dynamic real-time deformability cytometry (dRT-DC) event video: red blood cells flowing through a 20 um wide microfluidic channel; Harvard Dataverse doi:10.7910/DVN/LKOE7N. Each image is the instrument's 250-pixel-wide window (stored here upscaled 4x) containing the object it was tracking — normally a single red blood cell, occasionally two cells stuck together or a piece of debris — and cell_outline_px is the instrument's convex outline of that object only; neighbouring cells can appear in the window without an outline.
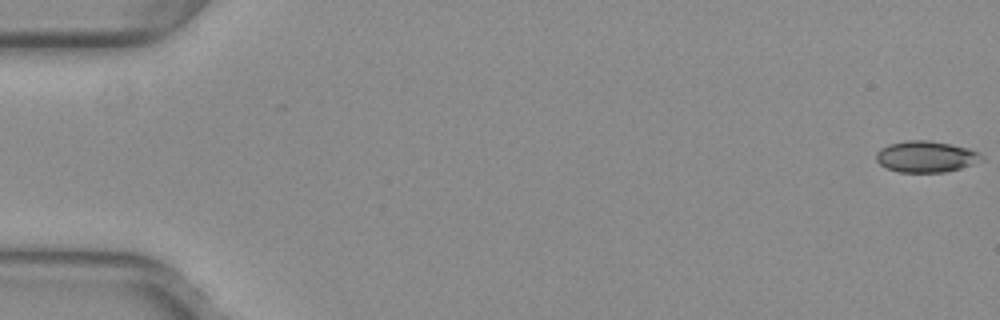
{"species": "common noctule bat (a hibernating species)", "species_latin": "Nyctalus noctula", "temperature_condition": "warm", "stored_images_in_passage": 53, "camera_frame_rate_fps": 3000, "um_per_image_px": 0.085, "animal": {"sex": "female", "body_mass_g": 29.2, "forearm_length_mm": 56.3}, "frame": {"image": 1, "passage_image": 1, "time_ms": 0.0, "image_size_px": [1000, 320], "cell_outline_px": [[984, 160], [960, 168], [944, 172], [896, 172], [880, 164], [876, 160], [876, 152], [880, 148], [888, 144], [908, 140], [928, 140], [968, 148], [984, 156]], "centroid_in_image_um": [78.68, 13.31], "position_along_channel_um": 6.3, "area_um2": 19.13}}
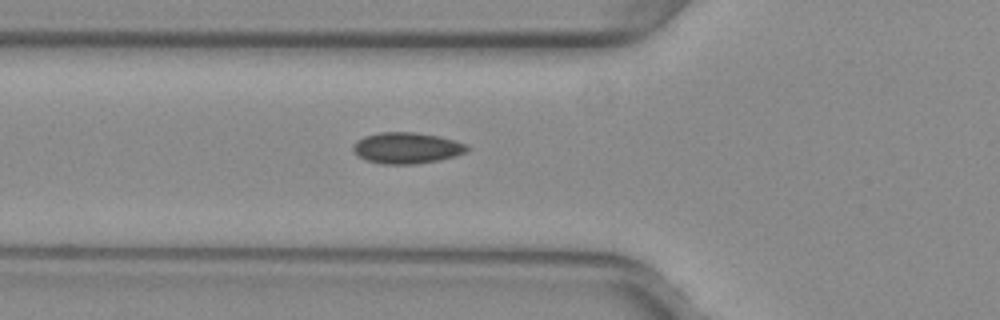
{"frame": {"image": 2, "passage_image": 20, "time_ms": 6.333, "image_size_px": [1000, 320], "cell_outline_px": [[468, 148], [464, 152], [456, 156], [440, 160], [412, 164], [380, 164], [368, 160], [360, 156], [352, 148], [352, 144], [356, 140], [364, 136], [380, 132], [416, 132], [440, 136], [464, 144]], "centroid_in_image_um": [34.54, 12.57], "position_along_channel_um": 91.3, "area_um2": 20.52}}
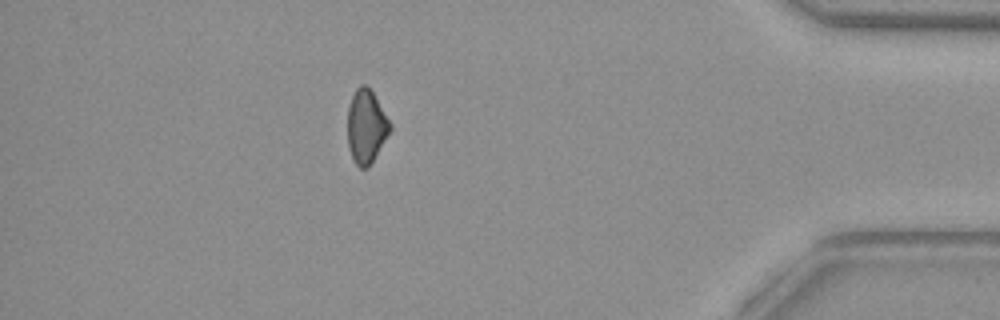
{"frame": {"image": 3, "passage_image": 47, "time_ms": 15.333, "image_size_px": [1000, 320], "cell_outline_px": [[392, 128], [368, 168], [360, 168], [352, 160], [348, 148], [348, 108], [352, 96], [356, 88], [360, 84], [364, 84], [372, 92], [392, 124]], "centroid_in_image_um": [31.12, 10.77], "position_along_channel_um": 404.1, "area_um2": 18.09}, "authors_computed_cell_mechanics": {"area_um2": 19.3052, "velocity_mm_per_s": 3.9743, "shape_relaxation_time_tau1_ms": null, "shape_relaxation_time_tau2_ms": 2.4742, "deformation_change_tau1": null, "deformation_change_tau2": 0.0721}}